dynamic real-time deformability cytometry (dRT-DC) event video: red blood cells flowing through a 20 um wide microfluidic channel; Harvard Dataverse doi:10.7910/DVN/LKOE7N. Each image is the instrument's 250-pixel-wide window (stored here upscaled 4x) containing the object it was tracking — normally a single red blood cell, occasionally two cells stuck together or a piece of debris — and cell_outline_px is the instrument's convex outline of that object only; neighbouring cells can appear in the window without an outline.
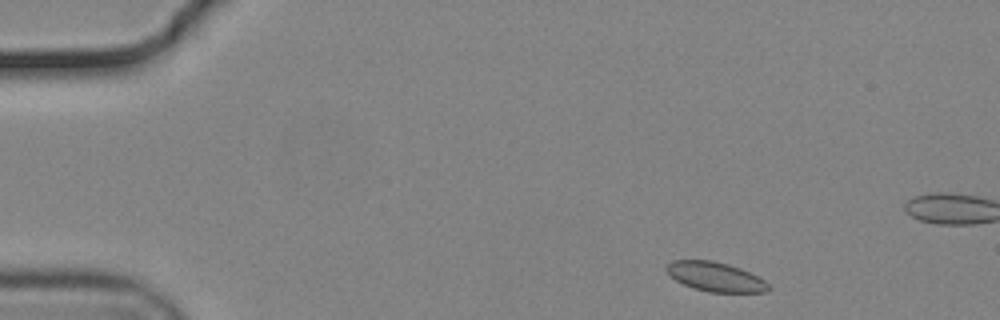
{"species": "common noctule bat (a hibernating species)", "species_latin": "Nyctalus noctula", "temperature_condition": "cold", "stored_images_in_passage": 13, "camera_frame_rate_fps": 3000, "um_per_image_px": 0.085, "animal": {"sex": "male", "body_mass_g": 19.2, "forearm_length_mm": 51.8}, "frame": {"image": 1, "passage_image": 3, "time_ms": 0.667, "image_size_px": [1000, 320], "cell_outline_px": [[772, 288], [768, 292], [708, 292], [692, 288], [676, 280], [664, 268], [672, 260], [712, 260], [728, 264], [740, 268], [764, 280]], "centroid_in_image_um": [60.82, 23.53], "position_along_channel_um": 24.2, "area_um2": 17.4}}